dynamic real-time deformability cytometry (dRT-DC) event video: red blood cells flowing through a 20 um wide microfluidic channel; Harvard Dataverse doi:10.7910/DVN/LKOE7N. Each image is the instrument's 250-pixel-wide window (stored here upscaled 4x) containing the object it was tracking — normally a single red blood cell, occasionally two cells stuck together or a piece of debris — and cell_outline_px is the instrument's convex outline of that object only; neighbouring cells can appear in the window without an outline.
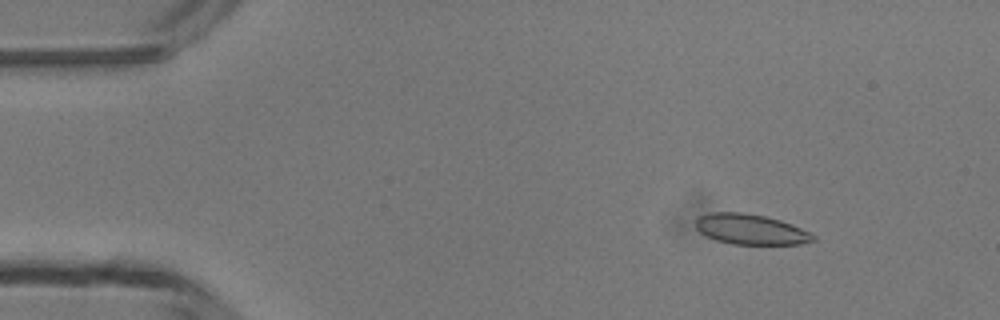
{"species": "common noctule bat (a hibernating species)", "species_latin": "Nyctalus noctula", "temperature_condition": "room temperature", "stored_images_in_passage": 4, "camera_frame_rate_fps": 3000, "um_per_image_px": 0.085, "animal": {"sex": "male", "body_mass_g": 13.3}, "frame": {"image": 1, "passage_image": 2, "time_ms": 1.0, "image_size_px": [1000, 320], "cell_outline_px": [[816, 240], [800, 244], [732, 244], [716, 240], [700, 232], [696, 228], [696, 220], [700, 216], [712, 212], [744, 212], [764, 216], [780, 220], [792, 224], [816, 236]], "centroid_in_image_um": [63.81, 19.49], "position_along_channel_um": 21.2, "area_um2": 20.63}}